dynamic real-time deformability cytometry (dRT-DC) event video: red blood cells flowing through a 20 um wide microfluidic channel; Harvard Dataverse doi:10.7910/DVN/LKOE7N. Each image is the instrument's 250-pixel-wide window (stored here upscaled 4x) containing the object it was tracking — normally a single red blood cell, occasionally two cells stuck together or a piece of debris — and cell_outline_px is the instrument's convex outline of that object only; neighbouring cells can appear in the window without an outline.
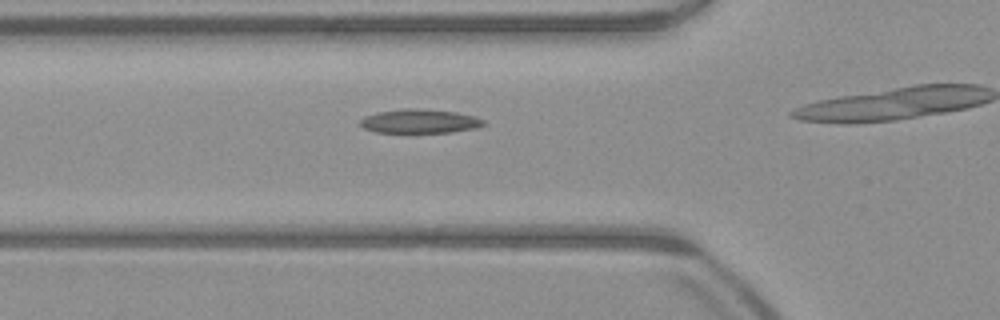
{"species": "common noctule bat (a hibernating species)", "species_latin": "Nyctalus noctula", "temperature_condition": "warm", "stored_images_in_passage": 15, "camera_frame_rate_fps": 3000, "um_per_image_px": 0.085, "animal": {"sex": "male", "body_mass_g": 23.1, "forearm_length_mm": 52.7}, "frame": {"image": 1, "passage_image": 11, "time_ms": 3.333, "image_size_px": [1000, 320], "cell_outline_px": [[488, 124], [476, 128], [448, 132], [376, 132], [364, 128], [360, 124], [360, 120], [364, 116], [376, 112], [404, 108], [416, 108], [456, 112], [472, 116], [484, 120]], "centroid_in_image_um": [35.66, 10.29], "position_along_channel_um": 90.1, "area_um2": 17.17}}